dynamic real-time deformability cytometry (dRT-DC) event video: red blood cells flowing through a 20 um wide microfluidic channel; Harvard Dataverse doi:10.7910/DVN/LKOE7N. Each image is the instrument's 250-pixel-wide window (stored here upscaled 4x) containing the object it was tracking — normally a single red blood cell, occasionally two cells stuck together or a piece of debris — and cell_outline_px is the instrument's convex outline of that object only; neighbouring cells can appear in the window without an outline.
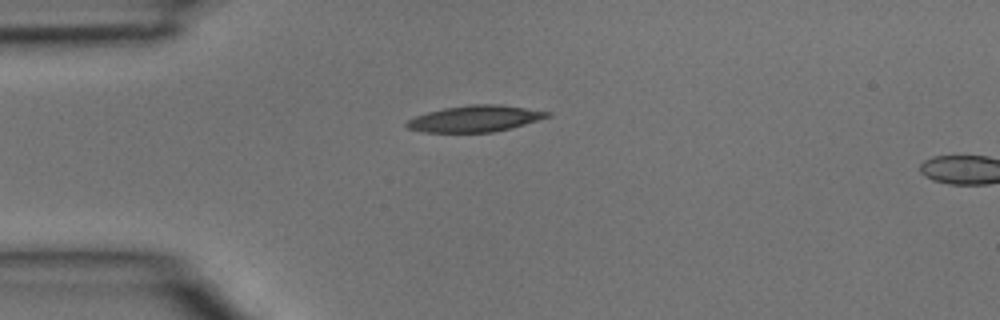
{"species": "common noctule bat (a hibernating species)", "species_latin": "Nyctalus noctula", "temperature_condition": "room temperature", "stored_images_in_passage": 2, "segment_of_instrument_passage": [1, 2], "camera_frame_rate_fps": 3000, "um_per_image_px": 0.085, "animal": {"sex": "male", "body_mass_g": 15.6}, "frame": {"image": 1, "passage_image": 1, "time_ms": 0.0, "image_size_px": [1000, 320], "cell_outline_px": [[552, 116], [524, 124], [492, 132], [424, 132], [408, 128], [404, 124], [408, 120], [416, 116], [428, 112], [444, 108], [468, 104], [496, 104], [552, 112]], "centroid_in_image_um": [40.37, 10.08], "position_along_channel_um": 44.6, "area_um2": 21.33}}